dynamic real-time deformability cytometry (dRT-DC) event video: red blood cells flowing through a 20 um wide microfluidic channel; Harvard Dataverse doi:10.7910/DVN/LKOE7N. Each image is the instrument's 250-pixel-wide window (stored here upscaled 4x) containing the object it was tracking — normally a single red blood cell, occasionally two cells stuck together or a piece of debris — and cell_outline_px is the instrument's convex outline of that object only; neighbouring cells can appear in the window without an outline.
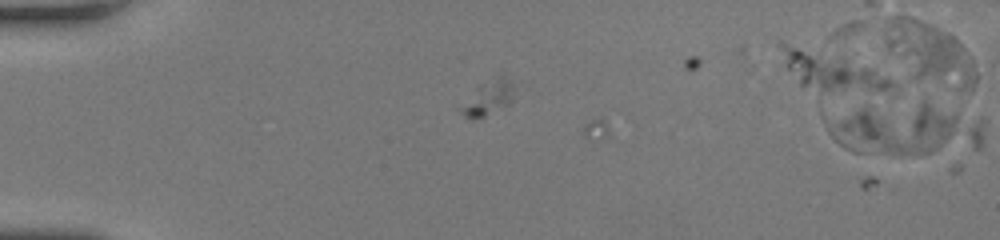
{"species": "human", "species_latin": "Homo sapiens", "temperature_condition": "room temperature", "stored_images_in_passage": 2, "camera_frame_rate_fps": 3000, "um_per_image_px": 0.085, "donor": {"sex": "female"}, "frame": {"image": 1, "passage_image": 2, "time_ms": 0.333, "image_size_px": [1000, 240], "cell_outline_px": [[984, 132], [980, 148], [928, 152], [852, 152], [844, 148], [828, 132], [820, 116], [820, 108], [924, 96], [980, 116], [984, 120]], "centroid_in_image_um": [76.79, 10.74], "position_along_channel_um": 8.2, "area_um2": 52.94}}